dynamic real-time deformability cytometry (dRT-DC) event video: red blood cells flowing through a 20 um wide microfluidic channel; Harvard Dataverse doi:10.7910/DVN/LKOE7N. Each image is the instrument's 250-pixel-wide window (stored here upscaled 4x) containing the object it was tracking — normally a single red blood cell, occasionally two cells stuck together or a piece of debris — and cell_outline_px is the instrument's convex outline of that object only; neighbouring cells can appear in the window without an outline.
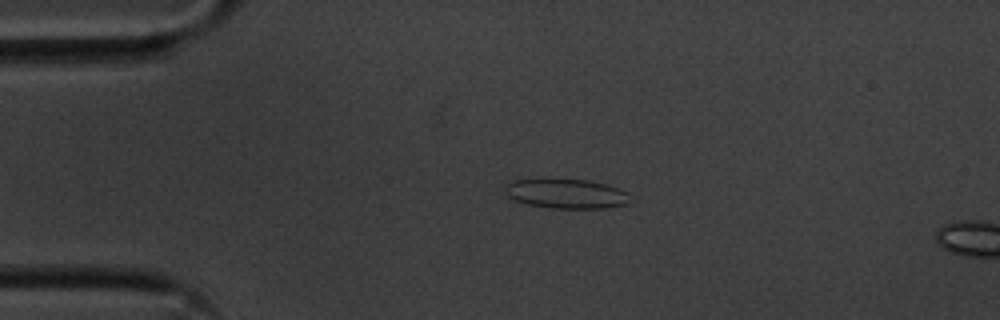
{"species": "common noctule bat (a hibernating species)", "species_latin": "Nyctalus noctula", "temperature_condition": "cold", "stored_images_in_passage": 16, "camera_frame_rate_fps": 3000, "um_per_image_px": 0.085, "animal": {"sex": "male", "body_mass_g": 20.1, "forearm_length_mm": 53.5}, "frame": {"image": 1, "passage_image": 12, "time_ms": 3.667, "image_size_px": [1000, 320], "cell_outline_px": [[636, 200], [628, 204], [612, 208], [552, 208], [528, 204], [516, 200], [508, 196], [504, 192], [504, 188], [512, 180], [588, 180], [604, 184], [628, 192]], "centroid_in_image_um": [48.24, 16.49], "position_along_channel_um": 36.8, "area_um2": 21.5}}